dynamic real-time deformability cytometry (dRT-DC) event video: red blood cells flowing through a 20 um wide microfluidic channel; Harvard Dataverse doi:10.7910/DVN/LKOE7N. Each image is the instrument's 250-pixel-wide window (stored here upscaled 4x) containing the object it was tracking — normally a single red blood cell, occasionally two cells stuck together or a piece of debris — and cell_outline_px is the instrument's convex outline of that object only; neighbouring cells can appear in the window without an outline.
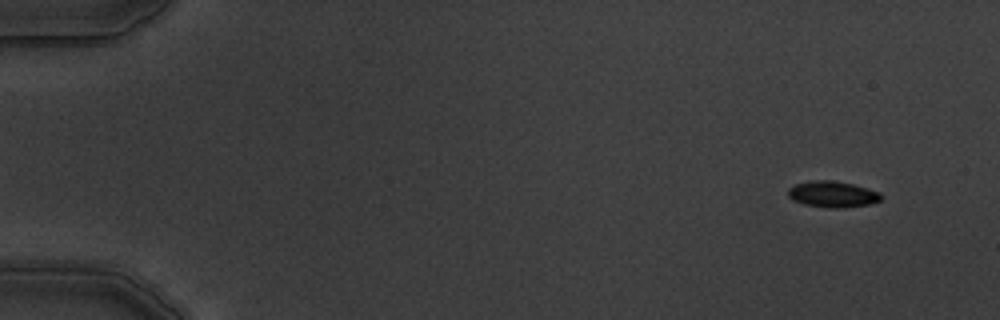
{"species": "common noctule bat (a hibernating species)", "species_latin": "Nyctalus noctula", "temperature_condition": "warm", "stored_images_in_passage": 5, "segment_of_instrument_passage": [1, 2], "camera_frame_rate_fps": 3000, "um_per_image_px": 0.085, "animal": {"sex": "male", "body_mass_g": 19.5, "forearm_length_mm": 54.6}, "frame": {"image": 1, "passage_image": 1, "time_ms": 0.0, "image_size_px": [1000, 320], "cell_outline_px": [[884, 196], [880, 200], [872, 204], [844, 208], [828, 208], [804, 204], [792, 200], [788, 196], [788, 188], [796, 184], [812, 180], [832, 180], [852, 184], [868, 188], [880, 192]], "centroid_in_image_um": [70.8, 16.52], "position_along_channel_um": 14.2, "area_um2": 14.39}}